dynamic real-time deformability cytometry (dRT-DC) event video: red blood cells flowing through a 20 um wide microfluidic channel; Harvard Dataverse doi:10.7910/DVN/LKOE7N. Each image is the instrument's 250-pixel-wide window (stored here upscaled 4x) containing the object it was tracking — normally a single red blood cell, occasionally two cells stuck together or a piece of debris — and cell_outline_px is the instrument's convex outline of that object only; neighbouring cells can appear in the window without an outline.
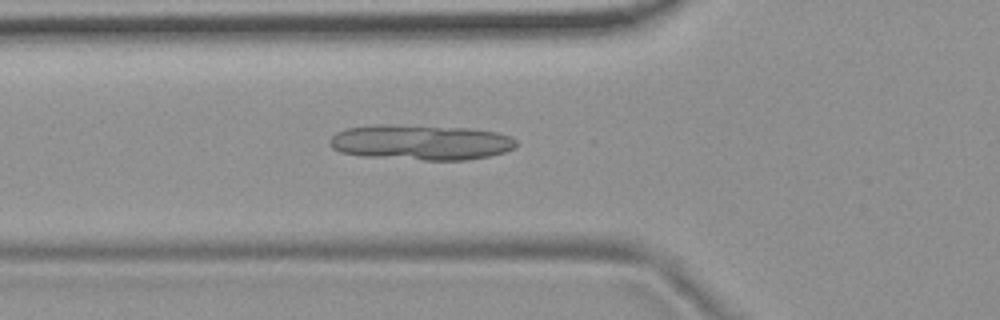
{"species": "common noctule bat (a hibernating species)", "species_latin": "Nyctalus noctula", "temperature_condition": "room temperature", "stored_images_in_passage": 54, "camera_frame_rate_fps": 3000, "um_per_image_px": 0.085, "animal": {"sex": "female", "body_mass_g": 19.9}, "frame": {"image": 1, "passage_image": 19, "time_ms": 6.0, "image_size_px": [1000, 320], "cell_outline_px": [[516, 144], [512, 148], [504, 152], [488, 156], [464, 160], [424, 160], [364, 156], [340, 152], [332, 148], [328, 144], [328, 140], [336, 132], [348, 128], [380, 124], [392, 124], [468, 128], [496, 132], [508, 136], [516, 140]], "centroid_in_image_um": [35.71, 12.09], "position_along_channel_um": 90.1, "area_um2": 38.32}}
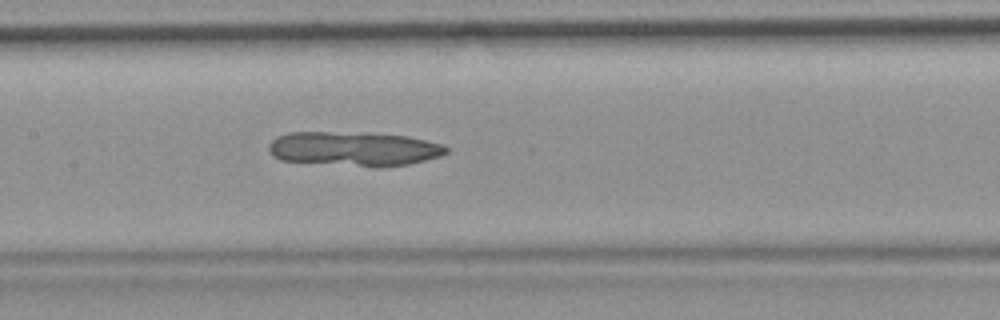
{"frame": {"image": 2, "passage_image": 26, "time_ms": 8.333, "image_size_px": [1000, 320], "cell_outline_px": [[448, 152], [440, 156], [408, 164], [380, 168], [376, 168], [280, 160], [272, 156], [268, 148], [268, 144], [276, 136], [288, 132], [328, 132], [408, 136], [444, 144], [448, 148]], "centroid_in_image_um": [30.06, 12.67], "position_along_channel_um": 177.3, "area_um2": 35.66}}
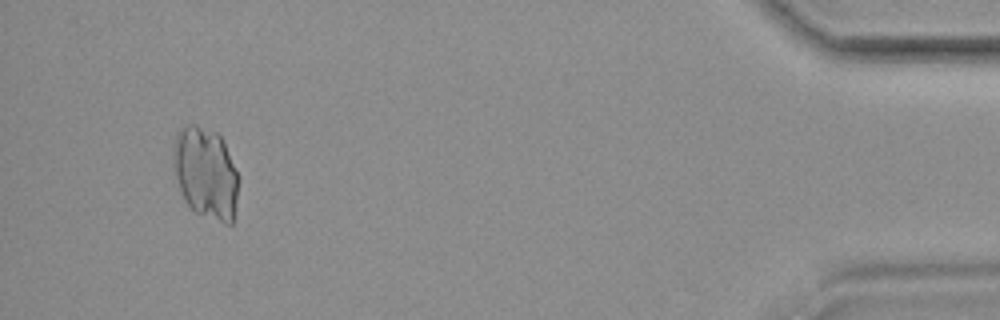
{"frame": {"image": 3, "passage_image": 51, "time_ms": 16.667, "image_size_px": [1000, 320], "cell_outline_px": [[236, 196], [232, 224], [224, 224], [196, 212], [184, 200], [176, 176], [176, 132], [180, 128], [188, 124], [196, 124], [216, 132], [224, 140], [236, 172]], "centroid_in_image_um": [17.5, 14.69], "position_along_channel_um": 417.7, "area_um2": 33.76}}